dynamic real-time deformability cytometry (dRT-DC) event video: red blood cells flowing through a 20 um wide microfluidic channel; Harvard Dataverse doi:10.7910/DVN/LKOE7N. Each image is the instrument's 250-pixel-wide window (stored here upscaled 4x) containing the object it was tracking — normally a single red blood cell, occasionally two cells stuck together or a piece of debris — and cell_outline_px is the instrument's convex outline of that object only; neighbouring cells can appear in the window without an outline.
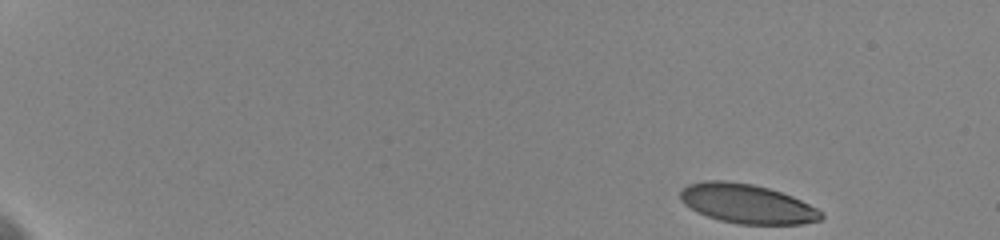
{"species": "human", "species_latin": "Homo sapiens", "temperature_condition": "cold", "stored_images_in_passage": 53, "camera_frame_rate_fps": 3000, "um_per_image_px": 0.085, "donor": {"sex": "female"}, "frame": {"image": 1, "passage_image": 1, "time_ms": 0.0, "image_size_px": [1000, 240], "cell_outline_px": [[824, 216], [820, 220], [804, 224], [740, 224], [720, 220], [696, 212], [684, 204], [680, 200], [680, 192], [688, 184], [704, 180], [724, 180], [752, 184], [768, 188], [792, 196], [824, 212]], "centroid_in_image_um": [63.49, 17.32], "position_along_channel_um": 21.5, "area_um2": 32.25}}
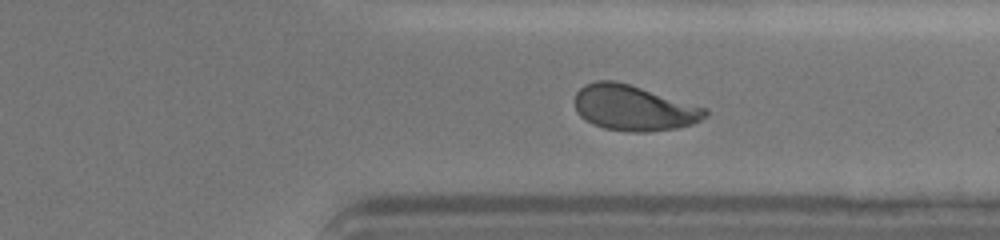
{"frame": {"image": 2, "passage_image": 42, "time_ms": 13.667, "image_size_px": [1000, 240], "cell_outline_px": [[708, 116], [692, 124], [676, 128], [648, 132], [632, 132], [604, 128], [592, 124], [584, 120], [576, 112], [576, 92], [584, 84], [596, 80], [616, 80], [708, 108]], "centroid_in_image_um": [53.87, 9.17], "position_along_channel_um": 357.5, "area_um2": 34.74}}
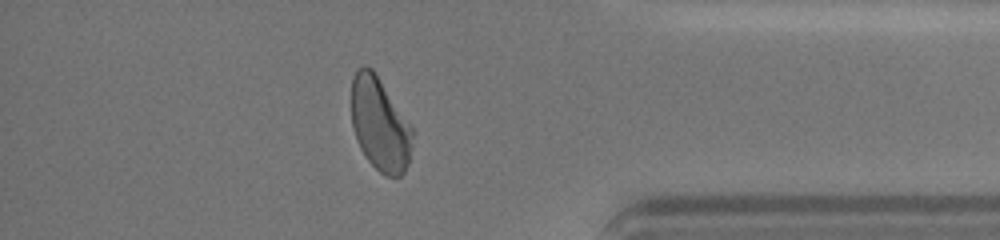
{"frame": {"image": 3, "passage_image": 47, "time_ms": 15.333, "image_size_px": [1000, 240], "cell_outline_px": [[412, 148], [408, 164], [404, 172], [400, 176], [384, 176], [368, 160], [360, 148], [356, 140], [352, 124], [352, 76], [364, 64], [372, 68], [412, 128]], "centroid_in_image_um": [32.28, 10.58], "position_along_channel_um": 402.9, "area_um2": 32.83}, "authors_computed_cell_mechanics": {"area_um2": 34.2754, "velocity_mm_per_s": 3.5797, "shape_relaxation_time_tau1_ms": 4.0052, "shape_relaxation_time_tau2_ms": 1.1523, "deformation_change_tau1": 0.1616, "deformation_change_tau2": 0.0598}}